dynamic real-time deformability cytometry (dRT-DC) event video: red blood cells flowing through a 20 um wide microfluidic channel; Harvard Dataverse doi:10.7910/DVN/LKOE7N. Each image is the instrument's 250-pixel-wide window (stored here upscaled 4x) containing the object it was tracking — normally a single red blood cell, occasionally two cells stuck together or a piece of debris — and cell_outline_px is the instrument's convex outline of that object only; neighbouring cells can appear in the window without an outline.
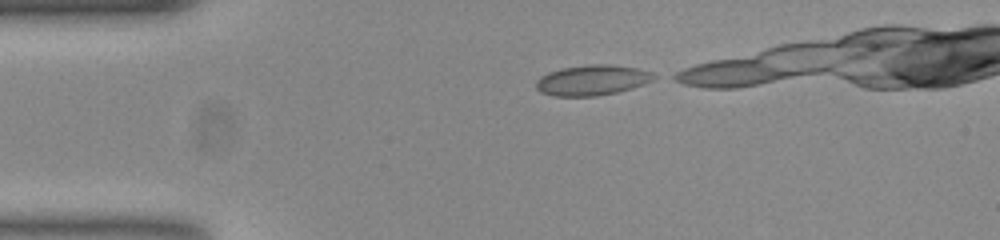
{"species": "common noctule bat (a hibernating species)", "species_latin": "Nyctalus noctula", "temperature_condition": "room temperature", "stored_images_in_passage": 13, "camera_frame_rate_fps": 3000, "um_per_image_px": 0.085, "animal": {"sex": "female", "body_mass_g": 23.0, "forearm_length_mm": 53.4}, "frame": {"image": 1, "passage_image": 1, "time_ms": 0.0, "image_size_px": [1000, 240], "cell_outline_px": [[660, 76], [652, 80], [616, 92], [596, 96], [556, 96], [540, 92], [536, 88], [536, 80], [540, 76], [548, 72], [564, 68], [592, 64], [608, 64], [636, 68], [652, 72]], "centroid_in_image_um": [50.31, 6.81], "position_along_channel_um": 34.7, "area_um2": 20.58}}
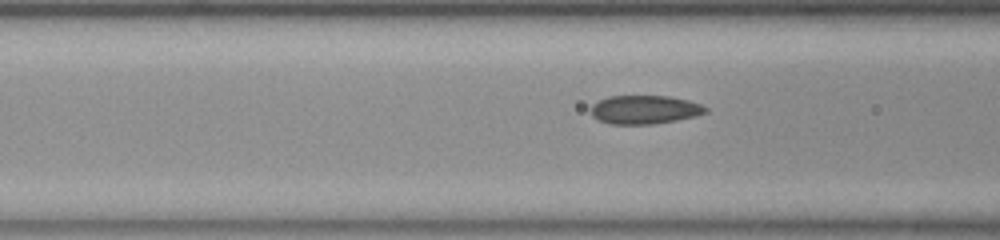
{"frame": {"image": 2, "passage_image": 10, "time_ms": 3.0, "image_size_px": [1000, 240], "cell_outline_px": [[708, 112], [696, 116], [676, 120], [652, 124], [608, 124], [592, 116], [592, 104], [608, 96], [668, 96], [688, 100], [700, 104], [708, 108]], "centroid_in_image_um": [54.81, 9.32], "position_along_channel_um": 111.8, "area_um2": 19.07}}